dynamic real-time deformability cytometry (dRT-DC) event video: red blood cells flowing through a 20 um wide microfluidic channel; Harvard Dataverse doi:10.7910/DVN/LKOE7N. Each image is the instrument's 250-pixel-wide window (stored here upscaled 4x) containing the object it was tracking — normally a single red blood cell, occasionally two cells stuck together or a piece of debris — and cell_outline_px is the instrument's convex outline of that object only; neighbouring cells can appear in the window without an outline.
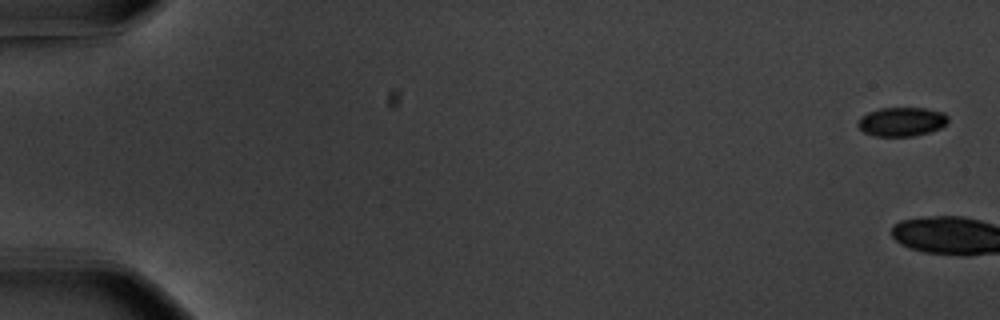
{"species": "common noctule bat (a hibernating species)", "species_latin": "Nyctalus noctula", "temperature_condition": "warm", "stored_images_in_passage": 4, "camera_frame_rate_fps": 3000, "um_per_image_px": 0.085, "animal": {"sex": "male", "body_mass_g": 20.1, "forearm_length_mm": 53.5}, "frame": {"image": 1, "passage_image": 1, "time_ms": 0.0, "image_size_px": [1000, 320], "cell_outline_px": [[948, 120], [940, 128], [928, 132], [912, 136], [876, 136], [864, 132], [856, 124], [860, 116], [868, 112], [880, 108], [924, 108], [944, 112], [948, 116]], "centroid_in_image_um": [76.62, 10.33], "position_along_channel_um": 8.4, "area_um2": 15.2}}